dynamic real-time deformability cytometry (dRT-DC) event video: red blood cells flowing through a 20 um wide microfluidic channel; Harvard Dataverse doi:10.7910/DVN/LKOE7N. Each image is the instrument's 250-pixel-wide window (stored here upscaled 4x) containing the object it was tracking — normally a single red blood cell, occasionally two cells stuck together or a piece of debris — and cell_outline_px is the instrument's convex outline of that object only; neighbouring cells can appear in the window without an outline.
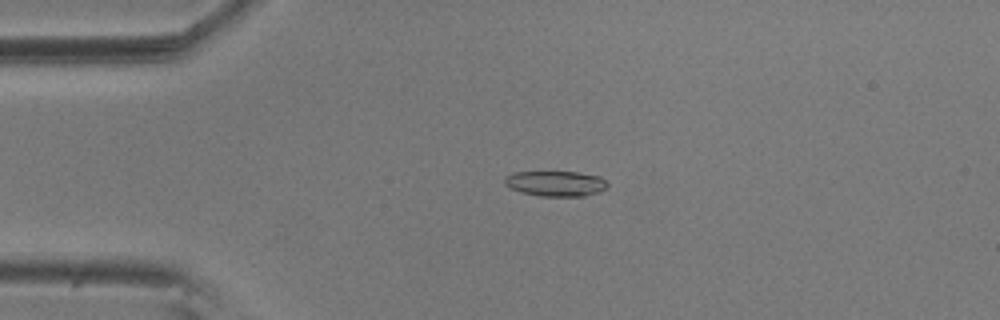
{"species": "common noctule bat (a hibernating species)", "species_latin": "Nyctalus noctula", "temperature_condition": "room temperature", "stored_images_in_passage": 46, "camera_frame_rate_fps": 3000, "um_per_image_px": 0.085, "animal": {"sex": "male", "body_mass_g": 20.5, "forearm_length_mm": 52.5}, "frame": {"image": 1, "passage_image": 3, "time_ms": 0.667, "image_size_px": [1000, 320], "cell_outline_px": [[608, 188], [600, 192], [584, 196], [540, 196], [520, 192], [504, 184], [504, 176], [512, 172], [576, 172], [600, 176], [608, 184]], "centroid_in_image_um": [47.23, 15.6], "position_along_channel_um": 37.8, "area_um2": 15.32}}
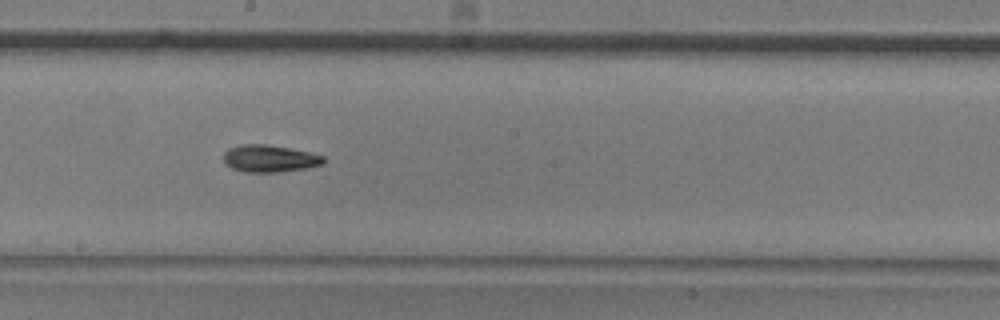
{"frame": {"image": 2, "passage_image": 21, "time_ms": 6.667, "image_size_px": [1000, 320], "cell_outline_px": [[324, 164], [308, 168], [276, 172], [244, 172], [232, 168], [224, 164], [224, 152], [228, 148], [240, 144], [264, 144], [288, 148], [308, 152], [324, 156]], "centroid_in_image_um": [22.89, 13.48], "position_along_channel_um": 225.3, "area_um2": 15.84}}
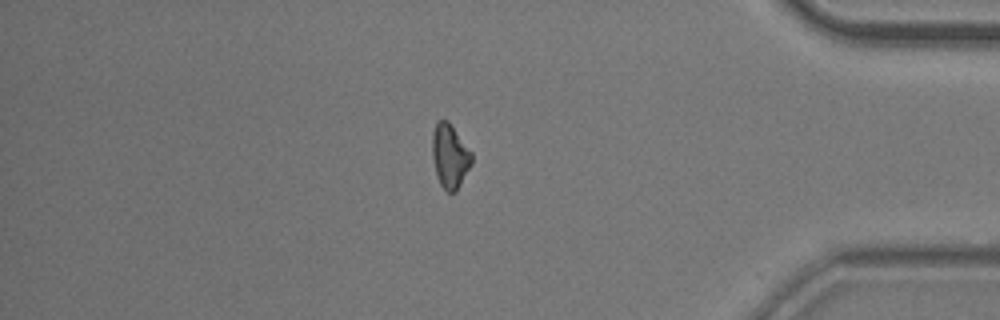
{"frame": {"image": 3, "passage_image": 38, "time_ms": 12.333, "image_size_px": [1000, 320], "cell_outline_px": [[472, 164], [456, 192], [448, 192], [440, 184], [436, 176], [432, 156], [432, 132], [436, 120], [448, 120], [472, 152]], "centroid_in_image_um": [38.23, 13.25], "position_along_channel_um": 397.0, "area_um2": 14.91}, "authors_computed_cell_mechanics": {"area_um2": 15.1147, "velocity_mm_per_s": 3.6052, "shape_relaxation_time_tau1_ms": 3.6236, "shape_relaxation_time_tau2_ms": 7.2805, "deformation_change_tau1": 0.1316, "deformation_change_tau2": 0.1673}}